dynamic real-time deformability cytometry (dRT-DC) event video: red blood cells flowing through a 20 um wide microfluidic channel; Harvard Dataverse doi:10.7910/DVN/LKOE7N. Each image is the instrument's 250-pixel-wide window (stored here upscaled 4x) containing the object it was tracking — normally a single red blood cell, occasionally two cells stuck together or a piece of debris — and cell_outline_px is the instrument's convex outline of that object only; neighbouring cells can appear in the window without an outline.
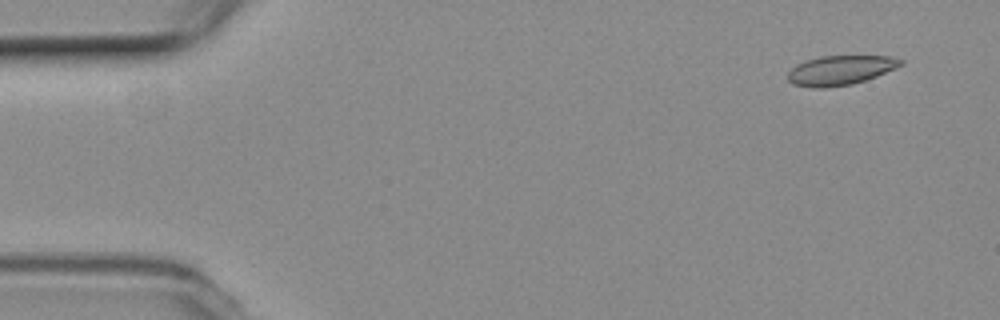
{"species": "common noctule bat (a hibernating species)", "species_latin": "Nyctalus noctula", "temperature_condition": "room temperature", "stored_images_in_passage": 52, "camera_frame_rate_fps": 3000, "um_per_image_px": 0.085, "animal": {"sex": "female", "body_mass_g": 19.3, "forearm_length_mm": 54.1}, "frame": {"image": 1, "passage_image": 1, "time_ms": 0.0, "image_size_px": [1000, 320], "cell_outline_px": [[904, 64], [876, 76], [852, 84], [824, 88], [812, 88], [792, 84], [788, 80], [788, 72], [796, 64], [820, 56], [892, 56], [904, 60]], "centroid_in_image_um": [71.42, 5.97], "position_along_channel_um": 13.6, "area_um2": 19.36}}
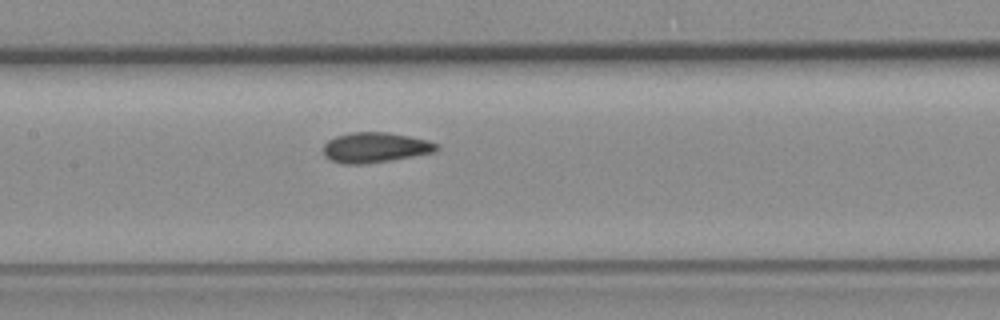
{"frame": {"image": 2, "passage_image": 23, "time_ms": 7.333, "image_size_px": [1000, 320], "cell_outline_px": [[440, 148], [436, 152], [388, 160], [360, 164], [344, 164], [332, 160], [324, 156], [324, 144], [328, 140], [336, 136], [352, 132], [388, 132], [428, 140], [440, 144]], "centroid_in_image_um": [31.92, 12.52], "position_along_channel_um": 175.5, "area_um2": 19.83}}
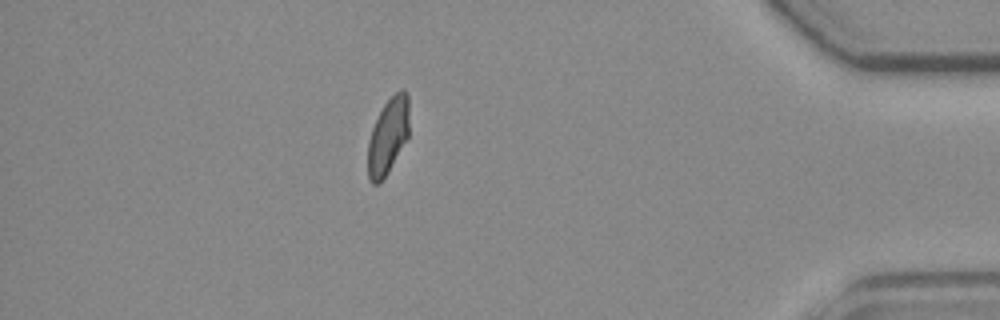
{"frame": {"image": 3, "passage_image": 45, "time_ms": 14.667, "image_size_px": [1000, 320], "cell_outline_px": [[408, 136], [388, 172], [380, 184], [372, 184], [368, 180], [368, 140], [372, 128], [384, 104], [400, 88], [404, 88], [408, 92]], "centroid_in_image_um": [32.97, 11.57], "position_along_channel_um": 402.2, "area_um2": 18.26}, "authors_computed_cell_mechanics": {"area_um2": 19.5942, "velocity_mm_per_s": 3.7385, "shape_relaxation_time_tau1_ms": null, "shape_relaxation_time_tau2_ms": 1.6981, "deformation_change_tau1": null, "deformation_change_tau2": 0.0571}}